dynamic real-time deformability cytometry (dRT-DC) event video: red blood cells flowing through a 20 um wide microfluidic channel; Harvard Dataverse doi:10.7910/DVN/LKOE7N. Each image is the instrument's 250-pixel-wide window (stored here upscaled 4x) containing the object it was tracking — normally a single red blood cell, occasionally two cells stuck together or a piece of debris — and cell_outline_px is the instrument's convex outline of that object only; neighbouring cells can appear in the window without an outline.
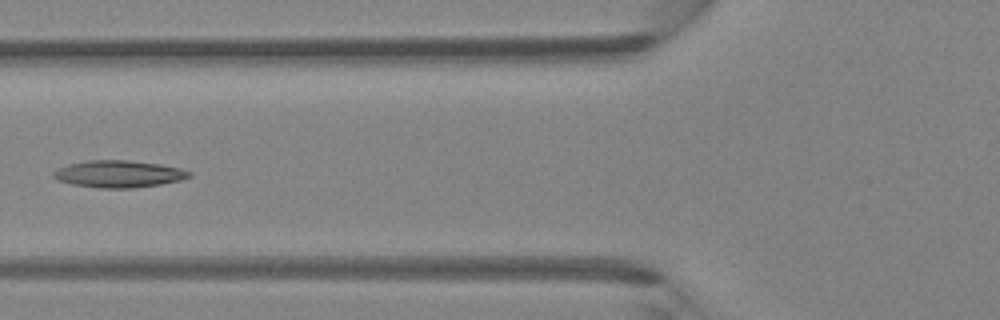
{"species": "Egyptian fruit bat (a non-hibernating species)", "species_latin": "Rousettus aegyptiacus", "temperature_condition": "room temperature", "stored_images_in_passage": 6, "camera_frame_rate_fps": 3000, "um_per_image_px": 0.085, "animal": {"sex": "female"}, "frame": {"image": 1, "passage_image": 6, "time_ms": 1.667, "image_size_px": [1000, 320], "cell_outline_px": [[192, 176], [180, 180], [160, 184], [132, 188], [100, 188], [72, 184], [56, 180], [52, 176], [52, 172], [56, 168], [68, 164], [88, 160], [128, 160], [160, 164], [180, 168], [192, 172]], "centroid_in_image_um": [10.06, 14.78], "position_along_channel_um": 115.7, "area_um2": 21.5}}